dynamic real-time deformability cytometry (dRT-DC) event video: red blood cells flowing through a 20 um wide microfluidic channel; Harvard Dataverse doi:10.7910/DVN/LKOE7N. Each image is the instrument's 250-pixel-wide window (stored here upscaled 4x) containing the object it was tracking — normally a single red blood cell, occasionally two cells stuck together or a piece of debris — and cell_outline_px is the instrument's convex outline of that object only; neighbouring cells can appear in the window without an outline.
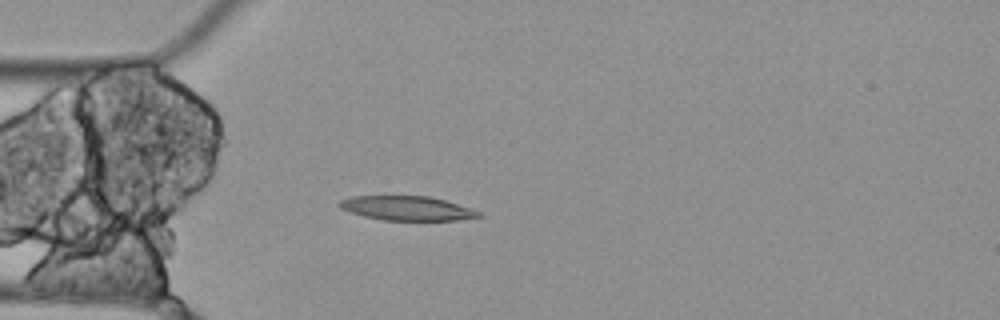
{"species": "Egyptian fruit bat (a non-hibernating species)", "species_latin": "Rousettus aegyptiacus", "temperature_condition": "cold", "stored_images_in_passage": 5, "camera_frame_rate_fps": 3000, "um_per_image_px": 0.085, "animal": {"sex": "female"}, "frame": {"image": 1, "passage_image": 5, "time_ms": 1.333, "image_size_px": [1000, 320], "cell_outline_px": [[484, 216], [460, 220], [380, 220], [364, 216], [340, 208], [336, 204], [340, 200], [352, 196], [428, 196], [444, 200], [480, 212]], "centroid_in_image_um": [34.56, 17.7], "position_along_channel_um": 50.4, "area_um2": 19.59}}